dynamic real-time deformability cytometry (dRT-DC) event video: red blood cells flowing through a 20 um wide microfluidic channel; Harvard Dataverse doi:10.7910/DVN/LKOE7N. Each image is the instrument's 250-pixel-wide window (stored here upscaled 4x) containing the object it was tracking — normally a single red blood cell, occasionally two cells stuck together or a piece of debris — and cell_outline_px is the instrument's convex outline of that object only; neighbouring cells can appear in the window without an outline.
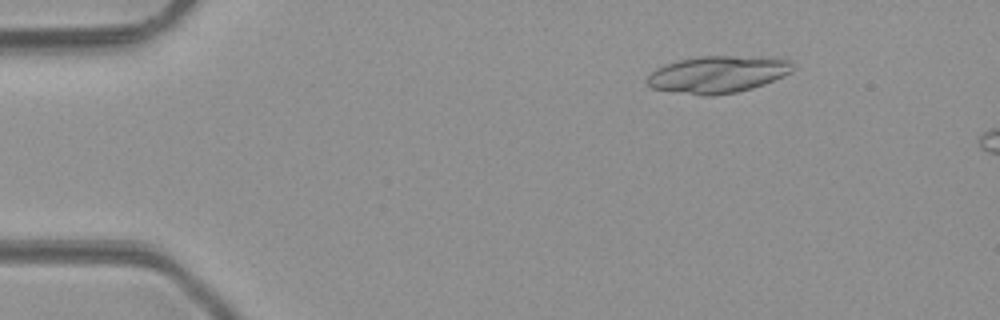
{"species": "common noctule bat (a hibernating species)", "species_latin": "Nyctalus noctula", "temperature_condition": "room temperature", "stored_images_in_passage": 5, "camera_frame_rate_fps": 3000, "um_per_image_px": 0.085, "animal": {"sex": "male", "body_mass_g": 23.1, "forearm_length_mm": 52.7}, "frame": {"image": 1, "passage_image": 2, "time_ms": 1.0, "image_size_px": [1000, 320], "cell_outline_px": [[792, 72], [784, 76], [764, 84], [752, 88], [736, 92], [712, 96], [700, 96], [652, 88], [648, 84], [648, 76], [656, 68], [664, 64], [680, 60], [700, 56], [732, 56], [792, 60]], "centroid_in_image_um": [60.99, 6.34], "position_along_channel_um": 24.0, "area_um2": 31.1}}